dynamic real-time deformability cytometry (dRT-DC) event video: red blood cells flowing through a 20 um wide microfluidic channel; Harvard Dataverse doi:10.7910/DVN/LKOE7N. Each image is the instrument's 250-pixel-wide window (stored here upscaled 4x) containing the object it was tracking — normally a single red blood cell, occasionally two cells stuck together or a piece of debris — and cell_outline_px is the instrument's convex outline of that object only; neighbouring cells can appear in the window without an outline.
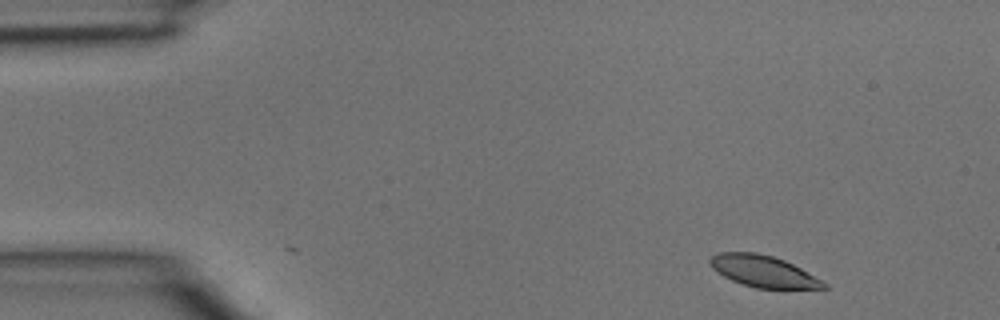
{"species": "common noctule bat (a hibernating species)", "species_latin": "Nyctalus noctula", "temperature_condition": "room temperature", "stored_images_in_passage": 3, "camera_frame_rate_fps": 3000, "um_per_image_px": 0.085, "animal": {"sex": "male", "body_mass_g": 15.6}, "frame": {"image": 1, "passage_image": 1, "time_ms": 0.0, "image_size_px": [1000, 320], "cell_outline_px": [[828, 288], [756, 288], [732, 280], [724, 276], [712, 268], [708, 264], [708, 260], [712, 256], [720, 252], [756, 252], [772, 256], [784, 260], [800, 268], [828, 284]], "centroid_in_image_um": [64.85, 23.05], "position_along_channel_um": 20.2, "area_um2": 20.63}}
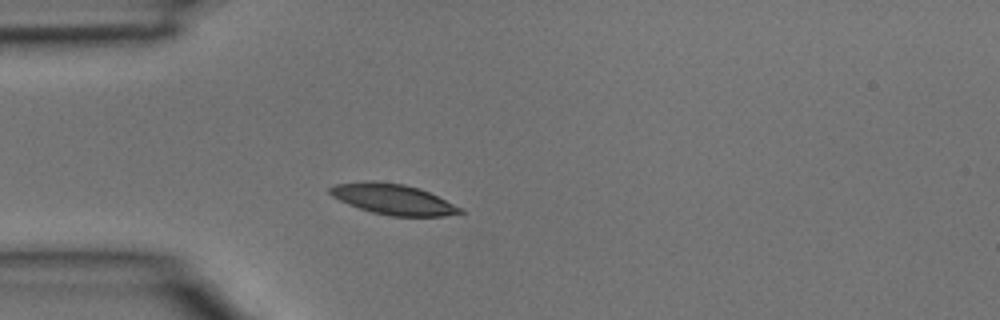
{"frame": {"image": 2, "passage_image": 3, "time_ms": 0.667, "image_size_px": [1000, 320], "cell_outline_px": [[464, 212], [444, 216], [392, 216], [372, 212], [348, 204], [332, 196], [328, 192], [328, 188], [336, 184], [368, 180], [372, 180], [404, 184], [428, 192], [464, 208]], "centroid_in_image_um": [33.4, 16.93], "position_along_channel_um": 51.6, "area_um2": 23.06}}